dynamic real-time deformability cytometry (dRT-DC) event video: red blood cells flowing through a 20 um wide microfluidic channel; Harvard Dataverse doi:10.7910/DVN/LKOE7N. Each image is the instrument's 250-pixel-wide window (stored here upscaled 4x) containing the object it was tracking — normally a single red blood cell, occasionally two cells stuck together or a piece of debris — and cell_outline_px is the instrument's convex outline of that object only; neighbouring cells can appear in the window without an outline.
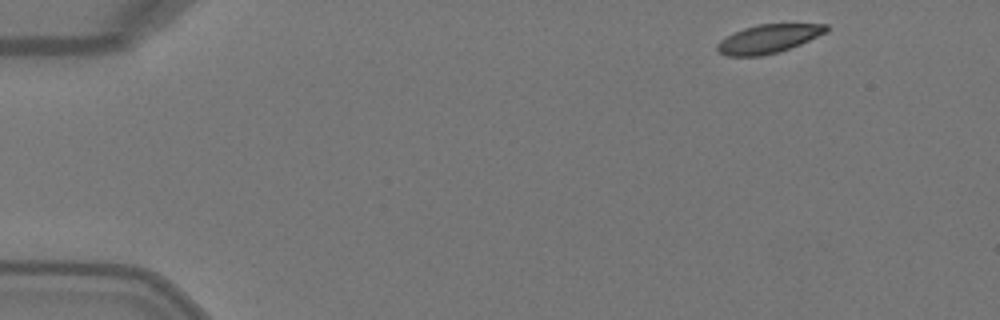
{"species": "Egyptian fruit bat (a non-hibernating species)", "species_latin": "Rousettus aegyptiacus", "temperature_condition": "warm", "stored_images_in_passage": 3, "camera_frame_rate_fps": 3000, "um_per_image_px": 0.085, "animal": {"sex": "female"}, "frame": {"image": 1, "passage_image": 1, "time_ms": 0.0, "image_size_px": [1000, 320], "cell_outline_px": [[828, 32], [800, 44], [776, 52], [760, 56], [728, 56], [720, 52], [716, 48], [716, 44], [720, 40], [744, 28], [760, 24], [828, 24]], "centroid_in_image_um": [65.33, 3.29], "position_along_channel_um": 19.7, "area_um2": 17.86}}
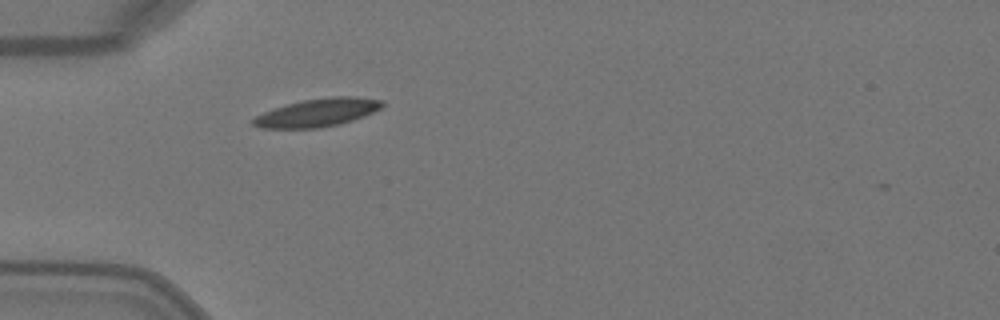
{"frame": {"image": 2, "passage_image": 3, "time_ms": 0.667, "image_size_px": [1000, 320], "cell_outline_px": [[384, 104], [380, 108], [364, 116], [340, 124], [320, 128], [260, 128], [252, 124], [252, 120], [256, 116], [264, 112], [288, 104], [304, 100], [332, 96], [356, 96], [384, 100]], "centroid_in_image_um": [27.02, 9.57], "position_along_channel_um": 58.0, "area_um2": 20.98}}